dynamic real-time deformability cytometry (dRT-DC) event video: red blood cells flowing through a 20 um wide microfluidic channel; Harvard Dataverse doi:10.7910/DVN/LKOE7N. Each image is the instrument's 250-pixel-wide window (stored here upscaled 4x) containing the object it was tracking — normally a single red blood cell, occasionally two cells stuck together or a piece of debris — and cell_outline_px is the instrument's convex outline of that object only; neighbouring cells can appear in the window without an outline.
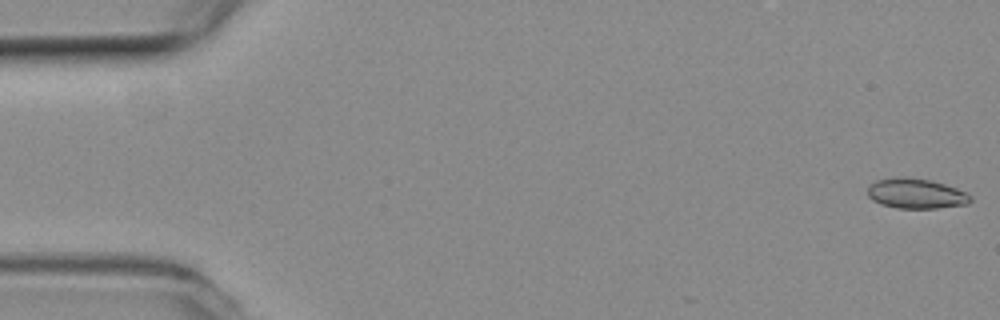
{"species": "common noctule bat (a hibernating species)", "species_latin": "Nyctalus noctula", "temperature_condition": "room temperature", "stored_images_in_passage": 4, "camera_frame_rate_fps": 3000, "um_per_image_px": 0.085, "animal": {"sex": "female", "body_mass_g": 19.3, "forearm_length_mm": 54.1}, "frame": {"image": 1, "passage_image": 1, "time_ms": 0.0, "image_size_px": [1000, 320], "cell_outline_px": [[972, 200], [968, 204], [936, 208], [896, 208], [880, 204], [872, 200], [868, 196], [868, 188], [876, 180], [904, 176], [908, 176], [932, 180], [956, 188], [972, 196]], "centroid_in_image_um": [77.86, 16.45], "position_along_channel_um": 7.1, "area_um2": 18.09}}